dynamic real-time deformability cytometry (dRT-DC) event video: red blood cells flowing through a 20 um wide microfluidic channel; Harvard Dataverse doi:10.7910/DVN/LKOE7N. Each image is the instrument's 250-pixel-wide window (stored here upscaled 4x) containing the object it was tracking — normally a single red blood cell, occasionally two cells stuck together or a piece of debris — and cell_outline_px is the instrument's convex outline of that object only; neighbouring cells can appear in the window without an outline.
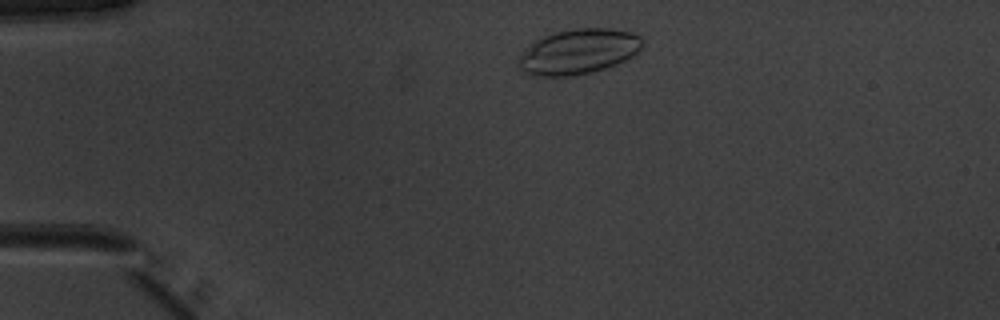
{"species": "common noctule bat (a hibernating species)", "species_latin": "Nyctalus noctula", "temperature_condition": "warm", "stored_images_in_passage": 44, "camera_frame_rate_fps": 3000, "um_per_image_px": 0.085, "animal": {"sex": "male", "body_mass_g": 20.1, "forearm_length_mm": 53.5}, "frame": {"image": 1, "passage_image": 4, "time_ms": 1.0, "image_size_px": [1000, 320], "cell_outline_px": [[644, 44], [632, 56], [616, 64], [592, 72], [572, 76], [532, 76], [520, 72], [520, 56], [528, 44], [532, 40], [556, 32], [572, 28], [608, 28], [632, 32], [640, 36], [644, 40]], "centroid_in_image_um": [49.14, 4.38], "position_along_channel_um": 35.9, "area_um2": 32.77}}
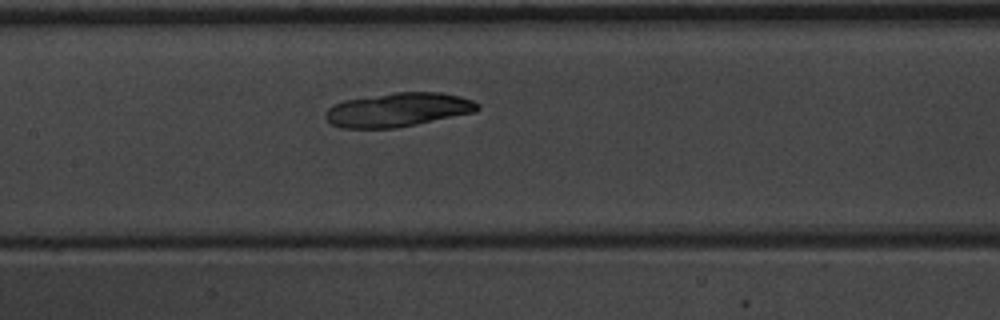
{"frame": {"image": 2, "passage_image": 18, "time_ms": 5.667, "image_size_px": [1000, 320], "cell_outline_px": [[480, 108], [476, 112], [396, 128], [340, 128], [332, 124], [324, 116], [324, 112], [332, 104], [344, 100], [396, 92], [440, 92], [460, 96], [472, 100], [480, 104]], "centroid_in_image_um": [33.83, 9.33], "position_along_channel_um": 173.6, "area_um2": 30.17}}
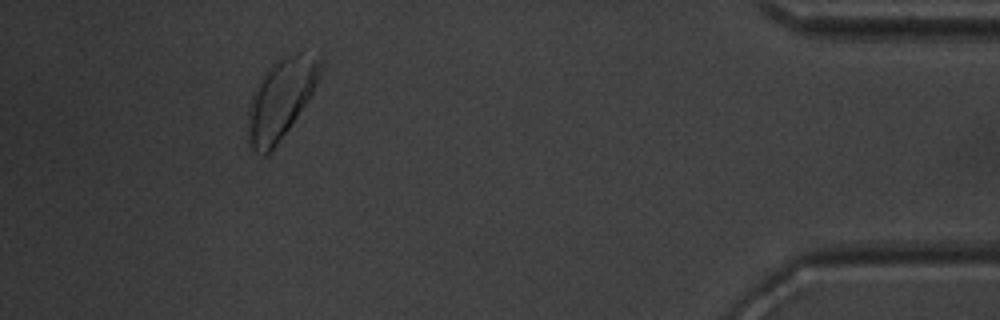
{"frame": {"image": 3, "passage_image": 40, "time_ms": 13.0, "image_size_px": [1000, 320], "cell_outline_px": [[324, 60], [316, 84], [308, 100], [268, 156], [260, 156], [252, 152], [248, 140], [248, 112], [252, 92], [256, 84], [264, 72], [272, 64], [304, 48], [320, 52]], "centroid_in_image_um": [23.9, 8.35], "position_along_channel_um": 411.3, "area_um2": 34.33}}